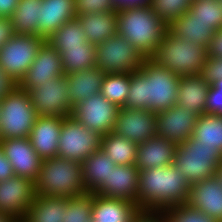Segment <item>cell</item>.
Masks as SVG:
<instances>
[{"label": "cell", "instance_id": "16", "mask_svg": "<svg viewBox=\"0 0 222 222\" xmlns=\"http://www.w3.org/2000/svg\"><path fill=\"white\" fill-rule=\"evenodd\" d=\"M61 75H64L61 55L46 40L18 86L30 91Z\"/></svg>", "mask_w": 222, "mask_h": 222}, {"label": "cell", "instance_id": "39", "mask_svg": "<svg viewBox=\"0 0 222 222\" xmlns=\"http://www.w3.org/2000/svg\"><path fill=\"white\" fill-rule=\"evenodd\" d=\"M162 211L166 222H218L187 203L170 206Z\"/></svg>", "mask_w": 222, "mask_h": 222}, {"label": "cell", "instance_id": "27", "mask_svg": "<svg viewBox=\"0 0 222 222\" xmlns=\"http://www.w3.org/2000/svg\"><path fill=\"white\" fill-rule=\"evenodd\" d=\"M168 30L179 39L188 40L206 48L216 32L210 24L194 19L188 12L174 20Z\"/></svg>", "mask_w": 222, "mask_h": 222}, {"label": "cell", "instance_id": "47", "mask_svg": "<svg viewBox=\"0 0 222 222\" xmlns=\"http://www.w3.org/2000/svg\"><path fill=\"white\" fill-rule=\"evenodd\" d=\"M17 84L14 83L0 68V100L10 92Z\"/></svg>", "mask_w": 222, "mask_h": 222}, {"label": "cell", "instance_id": "37", "mask_svg": "<svg viewBox=\"0 0 222 222\" xmlns=\"http://www.w3.org/2000/svg\"><path fill=\"white\" fill-rule=\"evenodd\" d=\"M93 193L67 198L64 222H88L91 220Z\"/></svg>", "mask_w": 222, "mask_h": 222}, {"label": "cell", "instance_id": "1", "mask_svg": "<svg viewBox=\"0 0 222 222\" xmlns=\"http://www.w3.org/2000/svg\"><path fill=\"white\" fill-rule=\"evenodd\" d=\"M180 78L145 58L141 68L130 73L129 94L123 107L157 113L175 106Z\"/></svg>", "mask_w": 222, "mask_h": 222}, {"label": "cell", "instance_id": "36", "mask_svg": "<svg viewBox=\"0 0 222 222\" xmlns=\"http://www.w3.org/2000/svg\"><path fill=\"white\" fill-rule=\"evenodd\" d=\"M187 12L194 19L210 24L215 31L222 27V6L219 0H193Z\"/></svg>", "mask_w": 222, "mask_h": 222}, {"label": "cell", "instance_id": "26", "mask_svg": "<svg viewBox=\"0 0 222 222\" xmlns=\"http://www.w3.org/2000/svg\"><path fill=\"white\" fill-rule=\"evenodd\" d=\"M76 17L84 29L87 41L95 46L117 34V10L77 15Z\"/></svg>", "mask_w": 222, "mask_h": 222}, {"label": "cell", "instance_id": "25", "mask_svg": "<svg viewBox=\"0 0 222 222\" xmlns=\"http://www.w3.org/2000/svg\"><path fill=\"white\" fill-rule=\"evenodd\" d=\"M210 84L201 74L182 76L176 97V106L192 109L195 114L206 113V97Z\"/></svg>", "mask_w": 222, "mask_h": 222}, {"label": "cell", "instance_id": "21", "mask_svg": "<svg viewBox=\"0 0 222 222\" xmlns=\"http://www.w3.org/2000/svg\"><path fill=\"white\" fill-rule=\"evenodd\" d=\"M177 145L158 135L137 144L135 166L141 171L174 164Z\"/></svg>", "mask_w": 222, "mask_h": 222}, {"label": "cell", "instance_id": "10", "mask_svg": "<svg viewBox=\"0 0 222 222\" xmlns=\"http://www.w3.org/2000/svg\"><path fill=\"white\" fill-rule=\"evenodd\" d=\"M102 135L79 123L71 115L62 119L58 156L81 162L101 149Z\"/></svg>", "mask_w": 222, "mask_h": 222}, {"label": "cell", "instance_id": "2", "mask_svg": "<svg viewBox=\"0 0 222 222\" xmlns=\"http://www.w3.org/2000/svg\"><path fill=\"white\" fill-rule=\"evenodd\" d=\"M190 185L174 164L139 171L137 206L163 210L187 203Z\"/></svg>", "mask_w": 222, "mask_h": 222}, {"label": "cell", "instance_id": "23", "mask_svg": "<svg viewBox=\"0 0 222 222\" xmlns=\"http://www.w3.org/2000/svg\"><path fill=\"white\" fill-rule=\"evenodd\" d=\"M67 96L74 107L88 97L99 94L105 73L100 68H86L79 72L65 75Z\"/></svg>", "mask_w": 222, "mask_h": 222}, {"label": "cell", "instance_id": "40", "mask_svg": "<svg viewBox=\"0 0 222 222\" xmlns=\"http://www.w3.org/2000/svg\"><path fill=\"white\" fill-rule=\"evenodd\" d=\"M113 0H75L76 15L116 11Z\"/></svg>", "mask_w": 222, "mask_h": 222}, {"label": "cell", "instance_id": "3", "mask_svg": "<svg viewBox=\"0 0 222 222\" xmlns=\"http://www.w3.org/2000/svg\"><path fill=\"white\" fill-rule=\"evenodd\" d=\"M117 15V34L124 36L145 58H150L169 26L150 6L119 9Z\"/></svg>", "mask_w": 222, "mask_h": 222}, {"label": "cell", "instance_id": "52", "mask_svg": "<svg viewBox=\"0 0 222 222\" xmlns=\"http://www.w3.org/2000/svg\"><path fill=\"white\" fill-rule=\"evenodd\" d=\"M213 86L218 90V92H222V79L215 82Z\"/></svg>", "mask_w": 222, "mask_h": 222}, {"label": "cell", "instance_id": "11", "mask_svg": "<svg viewBox=\"0 0 222 222\" xmlns=\"http://www.w3.org/2000/svg\"><path fill=\"white\" fill-rule=\"evenodd\" d=\"M119 110V106L99 93L75 105L71 116L86 128L103 136L113 131Z\"/></svg>", "mask_w": 222, "mask_h": 222}, {"label": "cell", "instance_id": "24", "mask_svg": "<svg viewBox=\"0 0 222 222\" xmlns=\"http://www.w3.org/2000/svg\"><path fill=\"white\" fill-rule=\"evenodd\" d=\"M76 16L75 0H42L38 36L47 40L61 25Z\"/></svg>", "mask_w": 222, "mask_h": 222}, {"label": "cell", "instance_id": "50", "mask_svg": "<svg viewBox=\"0 0 222 222\" xmlns=\"http://www.w3.org/2000/svg\"><path fill=\"white\" fill-rule=\"evenodd\" d=\"M18 220L13 214L0 212V222H17Z\"/></svg>", "mask_w": 222, "mask_h": 222}, {"label": "cell", "instance_id": "46", "mask_svg": "<svg viewBox=\"0 0 222 222\" xmlns=\"http://www.w3.org/2000/svg\"><path fill=\"white\" fill-rule=\"evenodd\" d=\"M15 175L12 165L9 160L4 156L0 145V182L7 180Z\"/></svg>", "mask_w": 222, "mask_h": 222}, {"label": "cell", "instance_id": "6", "mask_svg": "<svg viewBox=\"0 0 222 222\" xmlns=\"http://www.w3.org/2000/svg\"><path fill=\"white\" fill-rule=\"evenodd\" d=\"M37 114L29 93L16 85L0 100V138H28Z\"/></svg>", "mask_w": 222, "mask_h": 222}, {"label": "cell", "instance_id": "28", "mask_svg": "<svg viewBox=\"0 0 222 222\" xmlns=\"http://www.w3.org/2000/svg\"><path fill=\"white\" fill-rule=\"evenodd\" d=\"M116 164L101 149L82 161L83 185L86 192L95 193L109 179Z\"/></svg>", "mask_w": 222, "mask_h": 222}, {"label": "cell", "instance_id": "42", "mask_svg": "<svg viewBox=\"0 0 222 222\" xmlns=\"http://www.w3.org/2000/svg\"><path fill=\"white\" fill-rule=\"evenodd\" d=\"M206 113L222 116V92L210 85L206 97Z\"/></svg>", "mask_w": 222, "mask_h": 222}, {"label": "cell", "instance_id": "49", "mask_svg": "<svg viewBox=\"0 0 222 222\" xmlns=\"http://www.w3.org/2000/svg\"><path fill=\"white\" fill-rule=\"evenodd\" d=\"M19 0H0V17L10 18Z\"/></svg>", "mask_w": 222, "mask_h": 222}, {"label": "cell", "instance_id": "12", "mask_svg": "<svg viewBox=\"0 0 222 222\" xmlns=\"http://www.w3.org/2000/svg\"><path fill=\"white\" fill-rule=\"evenodd\" d=\"M66 85L64 74L28 91L37 116L67 117L72 114L74 107L67 96Z\"/></svg>", "mask_w": 222, "mask_h": 222}, {"label": "cell", "instance_id": "38", "mask_svg": "<svg viewBox=\"0 0 222 222\" xmlns=\"http://www.w3.org/2000/svg\"><path fill=\"white\" fill-rule=\"evenodd\" d=\"M192 2L193 0H151L150 8L169 26L190 9Z\"/></svg>", "mask_w": 222, "mask_h": 222}, {"label": "cell", "instance_id": "4", "mask_svg": "<svg viewBox=\"0 0 222 222\" xmlns=\"http://www.w3.org/2000/svg\"><path fill=\"white\" fill-rule=\"evenodd\" d=\"M35 193L65 198L87 193L83 185L82 163L60 156L43 159L35 181Z\"/></svg>", "mask_w": 222, "mask_h": 222}, {"label": "cell", "instance_id": "43", "mask_svg": "<svg viewBox=\"0 0 222 222\" xmlns=\"http://www.w3.org/2000/svg\"><path fill=\"white\" fill-rule=\"evenodd\" d=\"M132 222H166L162 210H140Z\"/></svg>", "mask_w": 222, "mask_h": 222}, {"label": "cell", "instance_id": "44", "mask_svg": "<svg viewBox=\"0 0 222 222\" xmlns=\"http://www.w3.org/2000/svg\"><path fill=\"white\" fill-rule=\"evenodd\" d=\"M207 51L208 56L222 58V27L214 33Z\"/></svg>", "mask_w": 222, "mask_h": 222}, {"label": "cell", "instance_id": "35", "mask_svg": "<svg viewBox=\"0 0 222 222\" xmlns=\"http://www.w3.org/2000/svg\"><path fill=\"white\" fill-rule=\"evenodd\" d=\"M130 88V72L124 74H105L100 94L120 108L127 101Z\"/></svg>", "mask_w": 222, "mask_h": 222}, {"label": "cell", "instance_id": "18", "mask_svg": "<svg viewBox=\"0 0 222 222\" xmlns=\"http://www.w3.org/2000/svg\"><path fill=\"white\" fill-rule=\"evenodd\" d=\"M187 204L222 222V183L214 175L192 184Z\"/></svg>", "mask_w": 222, "mask_h": 222}, {"label": "cell", "instance_id": "29", "mask_svg": "<svg viewBox=\"0 0 222 222\" xmlns=\"http://www.w3.org/2000/svg\"><path fill=\"white\" fill-rule=\"evenodd\" d=\"M67 198L36 195L23 217L24 222H64Z\"/></svg>", "mask_w": 222, "mask_h": 222}, {"label": "cell", "instance_id": "45", "mask_svg": "<svg viewBox=\"0 0 222 222\" xmlns=\"http://www.w3.org/2000/svg\"><path fill=\"white\" fill-rule=\"evenodd\" d=\"M15 35L10 18L0 17V48Z\"/></svg>", "mask_w": 222, "mask_h": 222}, {"label": "cell", "instance_id": "20", "mask_svg": "<svg viewBox=\"0 0 222 222\" xmlns=\"http://www.w3.org/2000/svg\"><path fill=\"white\" fill-rule=\"evenodd\" d=\"M63 118L59 116H37L36 118L28 138L42 160L58 156Z\"/></svg>", "mask_w": 222, "mask_h": 222}, {"label": "cell", "instance_id": "19", "mask_svg": "<svg viewBox=\"0 0 222 222\" xmlns=\"http://www.w3.org/2000/svg\"><path fill=\"white\" fill-rule=\"evenodd\" d=\"M139 169L135 165H116L109 179L94 193L137 204Z\"/></svg>", "mask_w": 222, "mask_h": 222}, {"label": "cell", "instance_id": "30", "mask_svg": "<svg viewBox=\"0 0 222 222\" xmlns=\"http://www.w3.org/2000/svg\"><path fill=\"white\" fill-rule=\"evenodd\" d=\"M42 0H19L10 21L15 34L37 35Z\"/></svg>", "mask_w": 222, "mask_h": 222}, {"label": "cell", "instance_id": "5", "mask_svg": "<svg viewBox=\"0 0 222 222\" xmlns=\"http://www.w3.org/2000/svg\"><path fill=\"white\" fill-rule=\"evenodd\" d=\"M207 57L206 47L179 39L168 30L150 59L182 77L201 74Z\"/></svg>", "mask_w": 222, "mask_h": 222}, {"label": "cell", "instance_id": "34", "mask_svg": "<svg viewBox=\"0 0 222 222\" xmlns=\"http://www.w3.org/2000/svg\"><path fill=\"white\" fill-rule=\"evenodd\" d=\"M96 57V46L85 42L81 47L67 48L61 54L63 73L79 72L86 68H94Z\"/></svg>", "mask_w": 222, "mask_h": 222}, {"label": "cell", "instance_id": "31", "mask_svg": "<svg viewBox=\"0 0 222 222\" xmlns=\"http://www.w3.org/2000/svg\"><path fill=\"white\" fill-rule=\"evenodd\" d=\"M101 150L116 165H135L137 156V143L110 132L102 136Z\"/></svg>", "mask_w": 222, "mask_h": 222}, {"label": "cell", "instance_id": "7", "mask_svg": "<svg viewBox=\"0 0 222 222\" xmlns=\"http://www.w3.org/2000/svg\"><path fill=\"white\" fill-rule=\"evenodd\" d=\"M221 161L222 154L216 148L201 145L200 141L189 138L183 144L177 145L174 165L180 169L191 186L214 176Z\"/></svg>", "mask_w": 222, "mask_h": 222}, {"label": "cell", "instance_id": "17", "mask_svg": "<svg viewBox=\"0 0 222 222\" xmlns=\"http://www.w3.org/2000/svg\"><path fill=\"white\" fill-rule=\"evenodd\" d=\"M4 156L12 165L15 175L36 181L39 177L42 159L33 149L29 138H8L0 140Z\"/></svg>", "mask_w": 222, "mask_h": 222}, {"label": "cell", "instance_id": "51", "mask_svg": "<svg viewBox=\"0 0 222 222\" xmlns=\"http://www.w3.org/2000/svg\"><path fill=\"white\" fill-rule=\"evenodd\" d=\"M215 176L222 183V161L220 162L219 166L217 167Z\"/></svg>", "mask_w": 222, "mask_h": 222}, {"label": "cell", "instance_id": "41", "mask_svg": "<svg viewBox=\"0 0 222 222\" xmlns=\"http://www.w3.org/2000/svg\"><path fill=\"white\" fill-rule=\"evenodd\" d=\"M201 75L210 85L222 79V58L208 56Z\"/></svg>", "mask_w": 222, "mask_h": 222}, {"label": "cell", "instance_id": "48", "mask_svg": "<svg viewBox=\"0 0 222 222\" xmlns=\"http://www.w3.org/2000/svg\"><path fill=\"white\" fill-rule=\"evenodd\" d=\"M117 10L137 6H150L151 0H113Z\"/></svg>", "mask_w": 222, "mask_h": 222}, {"label": "cell", "instance_id": "22", "mask_svg": "<svg viewBox=\"0 0 222 222\" xmlns=\"http://www.w3.org/2000/svg\"><path fill=\"white\" fill-rule=\"evenodd\" d=\"M141 209L128 200L93 193V222H132Z\"/></svg>", "mask_w": 222, "mask_h": 222}, {"label": "cell", "instance_id": "32", "mask_svg": "<svg viewBox=\"0 0 222 222\" xmlns=\"http://www.w3.org/2000/svg\"><path fill=\"white\" fill-rule=\"evenodd\" d=\"M201 145L212 146L222 154V116L204 113L199 115L191 137Z\"/></svg>", "mask_w": 222, "mask_h": 222}, {"label": "cell", "instance_id": "14", "mask_svg": "<svg viewBox=\"0 0 222 222\" xmlns=\"http://www.w3.org/2000/svg\"><path fill=\"white\" fill-rule=\"evenodd\" d=\"M198 115L192 109L170 107L156 113L157 135L175 145L192 137Z\"/></svg>", "mask_w": 222, "mask_h": 222}, {"label": "cell", "instance_id": "8", "mask_svg": "<svg viewBox=\"0 0 222 222\" xmlns=\"http://www.w3.org/2000/svg\"><path fill=\"white\" fill-rule=\"evenodd\" d=\"M45 41L42 36L15 34L0 48V68L18 85Z\"/></svg>", "mask_w": 222, "mask_h": 222}, {"label": "cell", "instance_id": "9", "mask_svg": "<svg viewBox=\"0 0 222 222\" xmlns=\"http://www.w3.org/2000/svg\"><path fill=\"white\" fill-rule=\"evenodd\" d=\"M145 59L124 37L116 34L96 45L95 65L105 74H124L138 70Z\"/></svg>", "mask_w": 222, "mask_h": 222}, {"label": "cell", "instance_id": "33", "mask_svg": "<svg viewBox=\"0 0 222 222\" xmlns=\"http://www.w3.org/2000/svg\"><path fill=\"white\" fill-rule=\"evenodd\" d=\"M47 40L60 55L67 48L81 47L87 42L77 17L61 25Z\"/></svg>", "mask_w": 222, "mask_h": 222}, {"label": "cell", "instance_id": "13", "mask_svg": "<svg viewBox=\"0 0 222 222\" xmlns=\"http://www.w3.org/2000/svg\"><path fill=\"white\" fill-rule=\"evenodd\" d=\"M113 132L137 144L145 142L157 135L156 112L121 107Z\"/></svg>", "mask_w": 222, "mask_h": 222}, {"label": "cell", "instance_id": "15", "mask_svg": "<svg viewBox=\"0 0 222 222\" xmlns=\"http://www.w3.org/2000/svg\"><path fill=\"white\" fill-rule=\"evenodd\" d=\"M35 182L14 175L0 182V212L23 219L35 199Z\"/></svg>", "mask_w": 222, "mask_h": 222}]
</instances>
